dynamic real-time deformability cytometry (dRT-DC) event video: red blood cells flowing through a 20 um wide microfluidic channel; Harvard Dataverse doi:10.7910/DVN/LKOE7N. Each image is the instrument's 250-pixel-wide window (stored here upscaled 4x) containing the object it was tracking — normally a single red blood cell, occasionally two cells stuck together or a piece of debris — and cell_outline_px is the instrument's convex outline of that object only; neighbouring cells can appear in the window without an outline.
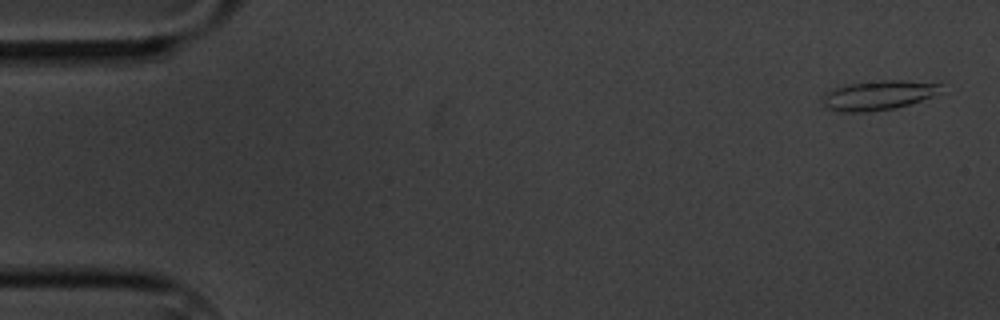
{"species": "common noctule bat (a hibernating species)", "species_latin": "Nyctalus noctula", "temperature_condition": "cold", "stored_images_in_passage": 7, "camera_frame_rate_fps": 3000, "um_per_image_px": 0.085, "animal": {"sex": "male", "body_mass_g": 20.1, "forearm_length_mm": 53.5}, "frame": {"image": 1, "passage_image": 1, "time_ms": 0.0, "image_size_px": [1000, 320], "cell_outline_px": [[944, 84], [940, 92], [920, 100], [896, 108], [868, 112], [836, 112], [828, 108], [824, 104], [824, 92], [848, 84], [880, 80], [904, 80]], "centroid_in_image_um": [74.66, 8.1], "position_along_channel_um": 10.3, "area_um2": 20.23}}
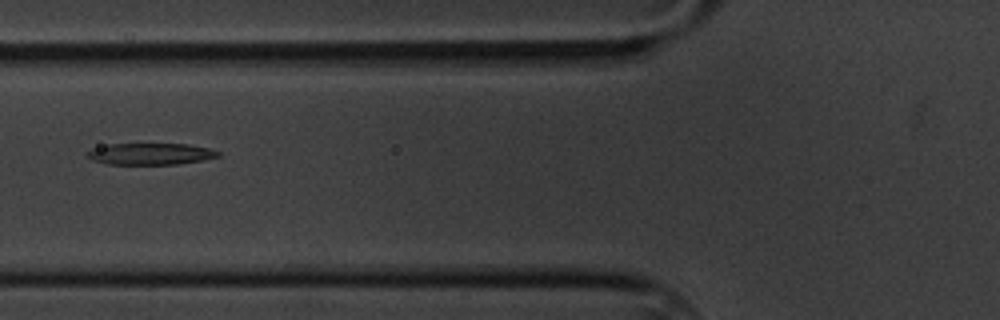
{"frame": {"image": 2, "passage_image": 6, "time_ms": 6.667, "image_size_px": [1000, 320], "cell_outline_px": [[220, 156], [180, 164], [108, 164], [92, 160], [88, 156], [88, 152], [92, 148], [108, 144], [188, 144], [208, 148], [220, 152]], "centroid_in_image_um": [12.79, 13.08], "position_along_channel_um": 113.0, "area_um2": 16.3}}
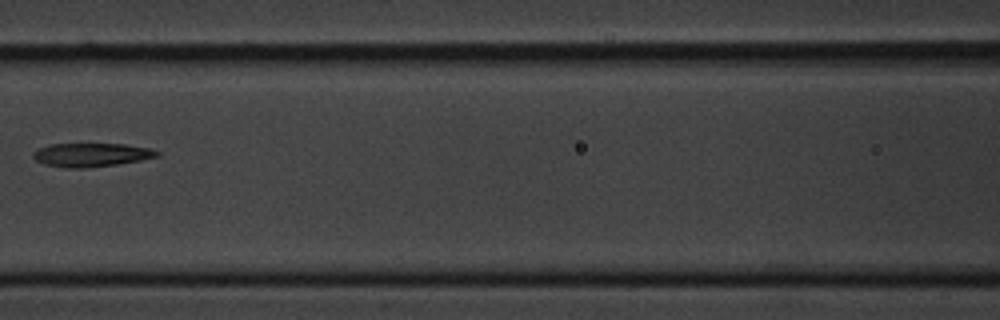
{"frame": {"image": 3, "passage_image": 7, "time_ms": 8.0, "image_size_px": [1000, 320], "cell_outline_px": [[160, 156], [140, 160], [116, 164], [80, 168], [64, 168], [44, 164], [36, 160], [32, 156], [32, 152], [36, 148], [48, 144], [124, 144], [152, 148], [160, 152]], "centroid_in_image_um": [7.73, 13.15], "position_along_channel_um": 158.9, "area_um2": 17.17}}